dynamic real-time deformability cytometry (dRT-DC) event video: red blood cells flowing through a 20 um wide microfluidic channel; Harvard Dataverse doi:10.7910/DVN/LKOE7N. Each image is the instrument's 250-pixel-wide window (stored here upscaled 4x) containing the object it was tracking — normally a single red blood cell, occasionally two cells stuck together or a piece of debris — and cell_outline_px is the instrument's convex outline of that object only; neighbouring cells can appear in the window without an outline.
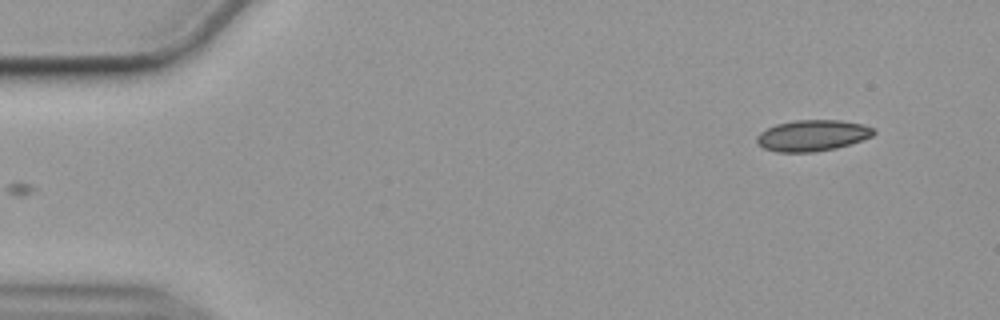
{"species": "common noctule bat (a hibernating species)", "species_latin": "Nyctalus noctula", "temperature_condition": "cold", "stored_images_in_passage": 52, "camera_frame_rate_fps": 3000, "um_per_image_px": 0.085, "animal": {"sex": "female", "body_mass_g": 19.9}, "frame": {"image": 1, "passage_image": 1, "time_ms": 0.0, "image_size_px": [1000, 320], "cell_outline_px": [[876, 132], [872, 136], [836, 148], [812, 152], [776, 152], [764, 148], [756, 144], [756, 136], [760, 132], [776, 124], [796, 120], [840, 120], [860, 124], [876, 128]], "centroid_in_image_um": [69.02, 11.52], "position_along_channel_um": 16.0, "area_um2": 21.15}}
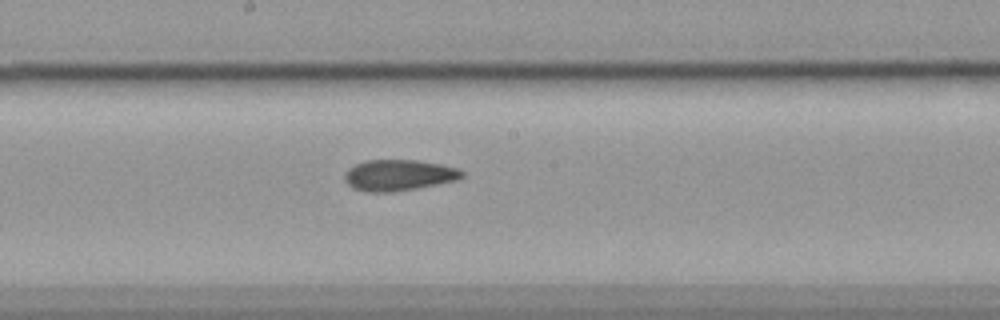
{"frame": {"image": 2, "passage_image": 26, "time_ms": 8.333, "image_size_px": [1000, 320], "cell_outline_px": [[464, 176], [460, 180], [416, 188], [392, 192], [364, 192], [352, 188], [344, 180], [344, 172], [348, 168], [364, 160], [416, 160], [440, 164], [460, 168], [464, 172]], "centroid_in_image_um": [33.89, 14.89], "position_along_channel_um": 214.3, "area_um2": 21.56}}
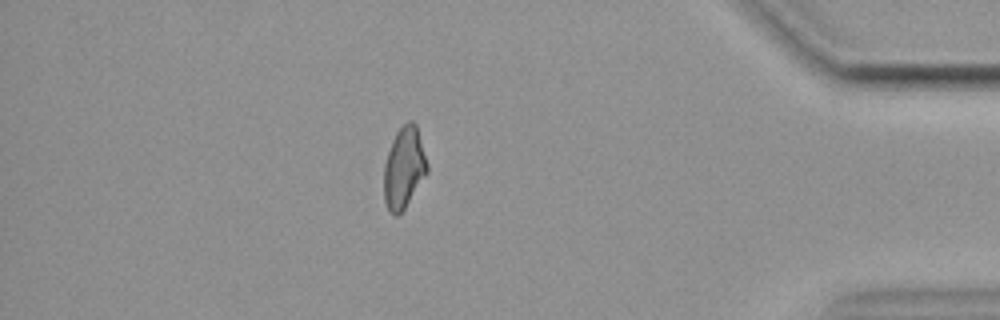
{"frame": {"image": 3, "passage_image": 45, "time_ms": 14.667, "image_size_px": [1000, 320], "cell_outline_px": [[428, 172], [404, 208], [396, 216], [388, 208], [384, 200], [384, 164], [392, 140], [396, 132], [408, 120], [412, 120], [416, 124], [428, 164]], "centroid_in_image_um": [34.34, 14.23], "position_along_channel_um": 400.9, "area_um2": 20.23}, "authors_computed_cell_mechanics": {"area_um2": 20.8658, "velocity_mm_per_s": 3.5648, "shape_relaxation_time_tau1_ms": null, "shape_relaxation_time_tau2_ms": 4.6584, "deformation_change_tau1": null, "deformation_change_tau2": 0.1027}}